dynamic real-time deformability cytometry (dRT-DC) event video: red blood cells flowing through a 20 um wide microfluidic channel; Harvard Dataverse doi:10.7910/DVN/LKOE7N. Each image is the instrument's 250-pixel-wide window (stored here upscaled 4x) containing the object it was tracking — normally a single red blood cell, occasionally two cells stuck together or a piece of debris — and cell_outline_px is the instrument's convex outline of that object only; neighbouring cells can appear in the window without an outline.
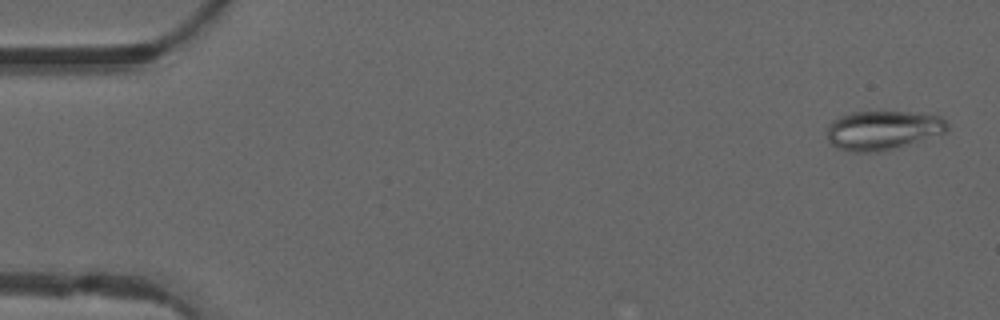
{"species": "common noctule bat (a hibernating species)", "species_latin": "Nyctalus noctula", "temperature_condition": "warm", "stored_images_in_passage": 8, "camera_frame_rate_fps": 3000, "um_per_image_px": 0.085, "animal": {"sex": "male", "forearm_length_mm": 52.5}, "frame": {"image": 1, "passage_image": 2, "time_ms": 0.333, "image_size_px": [1000, 320], "cell_outline_px": [[948, 132], [884, 152], [852, 152], [836, 148], [828, 140], [828, 124], [832, 120], [848, 112], [920, 112], [940, 116], [948, 124]], "centroid_in_image_um": [75.05, 11.07], "position_along_channel_um": 9.9, "area_um2": 27.86}}